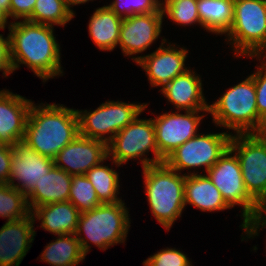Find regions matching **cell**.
I'll return each mask as SVG.
<instances>
[{"mask_svg": "<svg viewBox=\"0 0 266 266\" xmlns=\"http://www.w3.org/2000/svg\"><path fill=\"white\" fill-rule=\"evenodd\" d=\"M53 28L27 20L12 22L8 35L14 71L24 64L43 82L63 76L60 45Z\"/></svg>", "mask_w": 266, "mask_h": 266, "instance_id": "obj_1", "label": "cell"}, {"mask_svg": "<svg viewBox=\"0 0 266 266\" xmlns=\"http://www.w3.org/2000/svg\"><path fill=\"white\" fill-rule=\"evenodd\" d=\"M44 104L32 103L23 142L40 155L54 159L79 135V119L76 109Z\"/></svg>", "mask_w": 266, "mask_h": 266, "instance_id": "obj_2", "label": "cell"}, {"mask_svg": "<svg viewBox=\"0 0 266 266\" xmlns=\"http://www.w3.org/2000/svg\"><path fill=\"white\" fill-rule=\"evenodd\" d=\"M129 216L124 201L101 203L95 209L82 212L75 232L82 252L88 254L91 249L89 242L103 251L118 243H125L131 226Z\"/></svg>", "mask_w": 266, "mask_h": 266, "instance_id": "obj_3", "label": "cell"}, {"mask_svg": "<svg viewBox=\"0 0 266 266\" xmlns=\"http://www.w3.org/2000/svg\"><path fill=\"white\" fill-rule=\"evenodd\" d=\"M147 202L152 216L169 231L184 210L185 174L169 168L165 163L142 169Z\"/></svg>", "mask_w": 266, "mask_h": 266, "instance_id": "obj_4", "label": "cell"}, {"mask_svg": "<svg viewBox=\"0 0 266 266\" xmlns=\"http://www.w3.org/2000/svg\"><path fill=\"white\" fill-rule=\"evenodd\" d=\"M214 103L209 104L213 123L234 130L236 134H256L262 120L258 116L255 83L252 76L225 90Z\"/></svg>", "mask_w": 266, "mask_h": 266, "instance_id": "obj_5", "label": "cell"}, {"mask_svg": "<svg viewBox=\"0 0 266 266\" xmlns=\"http://www.w3.org/2000/svg\"><path fill=\"white\" fill-rule=\"evenodd\" d=\"M206 174L231 208L241 206L240 226L248 240L251 228L262 219L263 208L248 194L236 154L228 148Z\"/></svg>", "mask_w": 266, "mask_h": 266, "instance_id": "obj_6", "label": "cell"}, {"mask_svg": "<svg viewBox=\"0 0 266 266\" xmlns=\"http://www.w3.org/2000/svg\"><path fill=\"white\" fill-rule=\"evenodd\" d=\"M234 56L263 57L266 54V0H235L233 21L226 33Z\"/></svg>", "mask_w": 266, "mask_h": 266, "instance_id": "obj_7", "label": "cell"}, {"mask_svg": "<svg viewBox=\"0 0 266 266\" xmlns=\"http://www.w3.org/2000/svg\"><path fill=\"white\" fill-rule=\"evenodd\" d=\"M138 117L119 131L107 144L108 157L116 167H120L129 160L140 159L142 168L164 163V159L158 152L152 118ZM150 150L154 156L151 159L146 156Z\"/></svg>", "mask_w": 266, "mask_h": 266, "instance_id": "obj_8", "label": "cell"}, {"mask_svg": "<svg viewBox=\"0 0 266 266\" xmlns=\"http://www.w3.org/2000/svg\"><path fill=\"white\" fill-rule=\"evenodd\" d=\"M147 105V103L106 101L94 111L76 109L79 119V135L108 144L119 131L141 115Z\"/></svg>", "mask_w": 266, "mask_h": 266, "instance_id": "obj_9", "label": "cell"}, {"mask_svg": "<svg viewBox=\"0 0 266 266\" xmlns=\"http://www.w3.org/2000/svg\"><path fill=\"white\" fill-rule=\"evenodd\" d=\"M229 148L236 154L248 194L266 207V138L257 134H232Z\"/></svg>", "mask_w": 266, "mask_h": 266, "instance_id": "obj_10", "label": "cell"}, {"mask_svg": "<svg viewBox=\"0 0 266 266\" xmlns=\"http://www.w3.org/2000/svg\"><path fill=\"white\" fill-rule=\"evenodd\" d=\"M232 132L198 133L177 147L165 159L164 163L181 173L184 169L205 168L207 172L229 148Z\"/></svg>", "mask_w": 266, "mask_h": 266, "instance_id": "obj_11", "label": "cell"}, {"mask_svg": "<svg viewBox=\"0 0 266 266\" xmlns=\"http://www.w3.org/2000/svg\"><path fill=\"white\" fill-rule=\"evenodd\" d=\"M200 112L203 113L200 115ZM205 112L209 114V110L185 111L184 114L171 111L152 118L158 152L163 159L197 135Z\"/></svg>", "mask_w": 266, "mask_h": 266, "instance_id": "obj_12", "label": "cell"}, {"mask_svg": "<svg viewBox=\"0 0 266 266\" xmlns=\"http://www.w3.org/2000/svg\"><path fill=\"white\" fill-rule=\"evenodd\" d=\"M161 45L152 53L137 56V64L146 72L151 87L163 88L179 74L189 68L185 66L189 51L185 47H176L165 38L161 39ZM167 45V46H166ZM162 86V87H161Z\"/></svg>", "mask_w": 266, "mask_h": 266, "instance_id": "obj_13", "label": "cell"}, {"mask_svg": "<svg viewBox=\"0 0 266 266\" xmlns=\"http://www.w3.org/2000/svg\"><path fill=\"white\" fill-rule=\"evenodd\" d=\"M164 16L162 9L159 12L133 15L123 18L119 44L124 56H132L137 62L136 54L143 53L159 38L162 31Z\"/></svg>", "mask_w": 266, "mask_h": 266, "instance_id": "obj_14", "label": "cell"}, {"mask_svg": "<svg viewBox=\"0 0 266 266\" xmlns=\"http://www.w3.org/2000/svg\"><path fill=\"white\" fill-rule=\"evenodd\" d=\"M12 147L14 154L9 184L27 195L36 182L55 166L54 160L40 155L23 141L12 144ZM16 180L18 183H15Z\"/></svg>", "mask_w": 266, "mask_h": 266, "instance_id": "obj_15", "label": "cell"}, {"mask_svg": "<svg viewBox=\"0 0 266 266\" xmlns=\"http://www.w3.org/2000/svg\"><path fill=\"white\" fill-rule=\"evenodd\" d=\"M108 156L107 144L78 135L53 159L57 168L70 175H85Z\"/></svg>", "mask_w": 266, "mask_h": 266, "instance_id": "obj_16", "label": "cell"}, {"mask_svg": "<svg viewBox=\"0 0 266 266\" xmlns=\"http://www.w3.org/2000/svg\"><path fill=\"white\" fill-rule=\"evenodd\" d=\"M35 220L26 218L9 221L0 228V266H19L31 248L36 231Z\"/></svg>", "mask_w": 266, "mask_h": 266, "instance_id": "obj_17", "label": "cell"}, {"mask_svg": "<svg viewBox=\"0 0 266 266\" xmlns=\"http://www.w3.org/2000/svg\"><path fill=\"white\" fill-rule=\"evenodd\" d=\"M202 80L194 70L188 69L176 76L159 91L173 104L176 111L209 110L203 93Z\"/></svg>", "mask_w": 266, "mask_h": 266, "instance_id": "obj_18", "label": "cell"}, {"mask_svg": "<svg viewBox=\"0 0 266 266\" xmlns=\"http://www.w3.org/2000/svg\"><path fill=\"white\" fill-rule=\"evenodd\" d=\"M32 103V100L8 89L0 90V136L6 143L23 141Z\"/></svg>", "mask_w": 266, "mask_h": 266, "instance_id": "obj_19", "label": "cell"}, {"mask_svg": "<svg viewBox=\"0 0 266 266\" xmlns=\"http://www.w3.org/2000/svg\"><path fill=\"white\" fill-rule=\"evenodd\" d=\"M193 170L185 173L184 202L202 212H215L232 209L224 200L219 189L207 174H198Z\"/></svg>", "mask_w": 266, "mask_h": 266, "instance_id": "obj_20", "label": "cell"}, {"mask_svg": "<svg viewBox=\"0 0 266 266\" xmlns=\"http://www.w3.org/2000/svg\"><path fill=\"white\" fill-rule=\"evenodd\" d=\"M71 184L72 175L54 166L26 195L30 211L37 206L68 201Z\"/></svg>", "mask_w": 266, "mask_h": 266, "instance_id": "obj_21", "label": "cell"}, {"mask_svg": "<svg viewBox=\"0 0 266 266\" xmlns=\"http://www.w3.org/2000/svg\"><path fill=\"white\" fill-rule=\"evenodd\" d=\"M31 214L35 221H41L40 228L45 231L67 235L75 234L81 212L70 201H66L37 206Z\"/></svg>", "mask_w": 266, "mask_h": 266, "instance_id": "obj_22", "label": "cell"}, {"mask_svg": "<svg viewBox=\"0 0 266 266\" xmlns=\"http://www.w3.org/2000/svg\"><path fill=\"white\" fill-rule=\"evenodd\" d=\"M123 18L107 5L96 8L88 24L89 36L102 51H113L119 44L120 27Z\"/></svg>", "mask_w": 266, "mask_h": 266, "instance_id": "obj_23", "label": "cell"}, {"mask_svg": "<svg viewBox=\"0 0 266 266\" xmlns=\"http://www.w3.org/2000/svg\"><path fill=\"white\" fill-rule=\"evenodd\" d=\"M197 9L203 29L225 35L233 21V0H198Z\"/></svg>", "mask_w": 266, "mask_h": 266, "instance_id": "obj_24", "label": "cell"}, {"mask_svg": "<svg viewBox=\"0 0 266 266\" xmlns=\"http://www.w3.org/2000/svg\"><path fill=\"white\" fill-rule=\"evenodd\" d=\"M85 257L75 234H67L58 235L56 240L48 243L40 259L51 266H76Z\"/></svg>", "mask_w": 266, "mask_h": 266, "instance_id": "obj_25", "label": "cell"}, {"mask_svg": "<svg viewBox=\"0 0 266 266\" xmlns=\"http://www.w3.org/2000/svg\"><path fill=\"white\" fill-rule=\"evenodd\" d=\"M107 156L98 165L92 167L85 176L92 183L93 188L101 203H118L122 199L118 197L119 192V174L114 168L104 165L108 161ZM103 163V164H102Z\"/></svg>", "mask_w": 266, "mask_h": 266, "instance_id": "obj_26", "label": "cell"}, {"mask_svg": "<svg viewBox=\"0 0 266 266\" xmlns=\"http://www.w3.org/2000/svg\"><path fill=\"white\" fill-rule=\"evenodd\" d=\"M75 15L67 8L64 0H36L32 15L27 21L50 25L65 26Z\"/></svg>", "mask_w": 266, "mask_h": 266, "instance_id": "obj_27", "label": "cell"}, {"mask_svg": "<svg viewBox=\"0 0 266 266\" xmlns=\"http://www.w3.org/2000/svg\"><path fill=\"white\" fill-rule=\"evenodd\" d=\"M31 214L27 196L9 183H0V217L7 222L26 218Z\"/></svg>", "mask_w": 266, "mask_h": 266, "instance_id": "obj_28", "label": "cell"}, {"mask_svg": "<svg viewBox=\"0 0 266 266\" xmlns=\"http://www.w3.org/2000/svg\"><path fill=\"white\" fill-rule=\"evenodd\" d=\"M197 3L198 0H162L161 9L163 16L167 15L177 25L189 26L197 23L203 28Z\"/></svg>", "mask_w": 266, "mask_h": 266, "instance_id": "obj_29", "label": "cell"}, {"mask_svg": "<svg viewBox=\"0 0 266 266\" xmlns=\"http://www.w3.org/2000/svg\"><path fill=\"white\" fill-rule=\"evenodd\" d=\"M68 201L81 213L95 209L101 204L92 183L85 175H72Z\"/></svg>", "mask_w": 266, "mask_h": 266, "instance_id": "obj_30", "label": "cell"}, {"mask_svg": "<svg viewBox=\"0 0 266 266\" xmlns=\"http://www.w3.org/2000/svg\"><path fill=\"white\" fill-rule=\"evenodd\" d=\"M121 18L133 15L148 14L161 10V0H113L107 5Z\"/></svg>", "mask_w": 266, "mask_h": 266, "instance_id": "obj_31", "label": "cell"}, {"mask_svg": "<svg viewBox=\"0 0 266 266\" xmlns=\"http://www.w3.org/2000/svg\"><path fill=\"white\" fill-rule=\"evenodd\" d=\"M144 266H193L186 254L176 248H164L143 261Z\"/></svg>", "mask_w": 266, "mask_h": 266, "instance_id": "obj_32", "label": "cell"}, {"mask_svg": "<svg viewBox=\"0 0 266 266\" xmlns=\"http://www.w3.org/2000/svg\"><path fill=\"white\" fill-rule=\"evenodd\" d=\"M263 57H256L261 60L257 70L250 74L254 79L256 92V105L259 118L262 120L266 116V60Z\"/></svg>", "mask_w": 266, "mask_h": 266, "instance_id": "obj_33", "label": "cell"}, {"mask_svg": "<svg viewBox=\"0 0 266 266\" xmlns=\"http://www.w3.org/2000/svg\"><path fill=\"white\" fill-rule=\"evenodd\" d=\"M36 0H10L9 17L16 21L27 20L34 9Z\"/></svg>", "mask_w": 266, "mask_h": 266, "instance_id": "obj_34", "label": "cell"}, {"mask_svg": "<svg viewBox=\"0 0 266 266\" xmlns=\"http://www.w3.org/2000/svg\"><path fill=\"white\" fill-rule=\"evenodd\" d=\"M0 34V71H2L4 78L11 75L14 71L11 60V49H10V39L9 35L3 37Z\"/></svg>", "mask_w": 266, "mask_h": 266, "instance_id": "obj_35", "label": "cell"}, {"mask_svg": "<svg viewBox=\"0 0 266 266\" xmlns=\"http://www.w3.org/2000/svg\"><path fill=\"white\" fill-rule=\"evenodd\" d=\"M14 154L12 144L0 147V183H9L11 159Z\"/></svg>", "mask_w": 266, "mask_h": 266, "instance_id": "obj_36", "label": "cell"}, {"mask_svg": "<svg viewBox=\"0 0 266 266\" xmlns=\"http://www.w3.org/2000/svg\"><path fill=\"white\" fill-rule=\"evenodd\" d=\"M266 227V209H263L262 219H260L252 228L250 233V238L258 236L260 230ZM262 228V229H261Z\"/></svg>", "mask_w": 266, "mask_h": 266, "instance_id": "obj_37", "label": "cell"}, {"mask_svg": "<svg viewBox=\"0 0 266 266\" xmlns=\"http://www.w3.org/2000/svg\"><path fill=\"white\" fill-rule=\"evenodd\" d=\"M9 18L8 13L0 6V29L4 30L6 26L9 28L12 25V22L8 23Z\"/></svg>", "mask_w": 266, "mask_h": 266, "instance_id": "obj_38", "label": "cell"}, {"mask_svg": "<svg viewBox=\"0 0 266 266\" xmlns=\"http://www.w3.org/2000/svg\"><path fill=\"white\" fill-rule=\"evenodd\" d=\"M89 1H93V0H64L65 5L67 6V8L75 15V12L73 11L72 6H76V5H80V4H85Z\"/></svg>", "mask_w": 266, "mask_h": 266, "instance_id": "obj_39", "label": "cell"}, {"mask_svg": "<svg viewBox=\"0 0 266 266\" xmlns=\"http://www.w3.org/2000/svg\"><path fill=\"white\" fill-rule=\"evenodd\" d=\"M256 134L266 138V116L262 119L261 126Z\"/></svg>", "mask_w": 266, "mask_h": 266, "instance_id": "obj_40", "label": "cell"}, {"mask_svg": "<svg viewBox=\"0 0 266 266\" xmlns=\"http://www.w3.org/2000/svg\"><path fill=\"white\" fill-rule=\"evenodd\" d=\"M0 6L8 13L10 8V0H0Z\"/></svg>", "mask_w": 266, "mask_h": 266, "instance_id": "obj_41", "label": "cell"}, {"mask_svg": "<svg viewBox=\"0 0 266 266\" xmlns=\"http://www.w3.org/2000/svg\"><path fill=\"white\" fill-rule=\"evenodd\" d=\"M7 143L2 139V137L0 136V147L6 145Z\"/></svg>", "mask_w": 266, "mask_h": 266, "instance_id": "obj_42", "label": "cell"}]
</instances>
